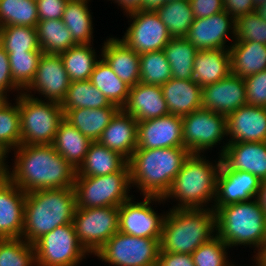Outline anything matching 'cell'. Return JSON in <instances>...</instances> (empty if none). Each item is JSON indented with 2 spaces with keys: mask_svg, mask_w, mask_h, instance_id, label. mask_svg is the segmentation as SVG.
I'll list each match as a JSON object with an SVG mask.
<instances>
[{
  "mask_svg": "<svg viewBox=\"0 0 266 266\" xmlns=\"http://www.w3.org/2000/svg\"><path fill=\"white\" fill-rule=\"evenodd\" d=\"M14 83L22 90L33 81L43 52H7Z\"/></svg>",
  "mask_w": 266,
  "mask_h": 266,
  "instance_id": "43",
  "label": "cell"
},
{
  "mask_svg": "<svg viewBox=\"0 0 266 266\" xmlns=\"http://www.w3.org/2000/svg\"><path fill=\"white\" fill-rule=\"evenodd\" d=\"M18 98L21 144L50 145L53 143L59 123L64 119L61 103L33 97L27 92Z\"/></svg>",
  "mask_w": 266,
  "mask_h": 266,
  "instance_id": "7",
  "label": "cell"
},
{
  "mask_svg": "<svg viewBox=\"0 0 266 266\" xmlns=\"http://www.w3.org/2000/svg\"><path fill=\"white\" fill-rule=\"evenodd\" d=\"M171 1H178V0H166V2H171Z\"/></svg>",
  "mask_w": 266,
  "mask_h": 266,
  "instance_id": "61",
  "label": "cell"
},
{
  "mask_svg": "<svg viewBox=\"0 0 266 266\" xmlns=\"http://www.w3.org/2000/svg\"><path fill=\"white\" fill-rule=\"evenodd\" d=\"M69 0H37L39 20L62 19L65 6Z\"/></svg>",
  "mask_w": 266,
  "mask_h": 266,
  "instance_id": "48",
  "label": "cell"
},
{
  "mask_svg": "<svg viewBox=\"0 0 266 266\" xmlns=\"http://www.w3.org/2000/svg\"><path fill=\"white\" fill-rule=\"evenodd\" d=\"M36 29L40 49L45 54L59 55L77 44L62 19L39 20Z\"/></svg>",
  "mask_w": 266,
  "mask_h": 266,
  "instance_id": "32",
  "label": "cell"
},
{
  "mask_svg": "<svg viewBox=\"0 0 266 266\" xmlns=\"http://www.w3.org/2000/svg\"><path fill=\"white\" fill-rule=\"evenodd\" d=\"M7 153L9 152L0 145V177L6 176L7 172L9 171V168H7L8 165L4 163Z\"/></svg>",
  "mask_w": 266,
  "mask_h": 266,
  "instance_id": "56",
  "label": "cell"
},
{
  "mask_svg": "<svg viewBox=\"0 0 266 266\" xmlns=\"http://www.w3.org/2000/svg\"><path fill=\"white\" fill-rule=\"evenodd\" d=\"M156 12L172 38L186 37L195 19L189 0L166 2Z\"/></svg>",
  "mask_w": 266,
  "mask_h": 266,
  "instance_id": "38",
  "label": "cell"
},
{
  "mask_svg": "<svg viewBox=\"0 0 266 266\" xmlns=\"http://www.w3.org/2000/svg\"><path fill=\"white\" fill-rule=\"evenodd\" d=\"M199 50L185 37L171 38L164 48L172 78L193 79L194 57Z\"/></svg>",
  "mask_w": 266,
  "mask_h": 266,
  "instance_id": "34",
  "label": "cell"
},
{
  "mask_svg": "<svg viewBox=\"0 0 266 266\" xmlns=\"http://www.w3.org/2000/svg\"><path fill=\"white\" fill-rule=\"evenodd\" d=\"M255 259L257 266H266V264H264L258 257H256Z\"/></svg>",
  "mask_w": 266,
  "mask_h": 266,
  "instance_id": "60",
  "label": "cell"
},
{
  "mask_svg": "<svg viewBox=\"0 0 266 266\" xmlns=\"http://www.w3.org/2000/svg\"><path fill=\"white\" fill-rule=\"evenodd\" d=\"M184 147L182 117L168 114L138 122L136 149Z\"/></svg>",
  "mask_w": 266,
  "mask_h": 266,
  "instance_id": "15",
  "label": "cell"
},
{
  "mask_svg": "<svg viewBox=\"0 0 266 266\" xmlns=\"http://www.w3.org/2000/svg\"><path fill=\"white\" fill-rule=\"evenodd\" d=\"M9 89L21 90L13 81L10 72L9 55L0 45V91L7 94L6 92H8Z\"/></svg>",
  "mask_w": 266,
  "mask_h": 266,
  "instance_id": "50",
  "label": "cell"
},
{
  "mask_svg": "<svg viewBox=\"0 0 266 266\" xmlns=\"http://www.w3.org/2000/svg\"><path fill=\"white\" fill-rule=\"evenodd\" d=\"M160 239L116 232L95 255L114 266H157Z\"/></svg>",
  "mask_w": 266,
  "mask_h": 266,
  "instance_id": "9",
  "label": "cell"
},
{
  "mask_svg": "<svg viewBox=\"0 0 266 266\" xmlns=\"http://www.w3.org/2000/svg\"><path fill=\"white\" fill-rule=\"evenodd\" d=\"M102 58L129 87L140 82V55L118 38H109L102 47Z\"/></svg>",
  "mask_w": 266,
  "mask_h": 266,
  "instance_id": "25",
  "label": "cell"
},
{
  "mask_svg": "<svg viewBox=\"0 0 266 266\" xmlns=\"http://www.w3.org/2000/svg\"><path fill=\"white\" fill-rule=\"evenodd\" d=\"M201 154H190L166 194L162 197L179 199L174 209H204L205 203L216 198L217 176L221 166V157L214 166ZM202 157V158H201Z\"/></svg>",
  "mask_w": 266,
  "mask_h": 266,
  "instance_id": "6",
  "label": "cell"
},
{
  "mask_svg": "<svg viewBox=\"0 0 266 266\" xmlns=\"http://www.w3.org/2000/svg\"><path fill=\"white\" fill-rule=\"evenodd\" d=\"M224 10L235 20L255 11L253 0H223Z\"/></svg>",
  "mask_w": 266,
  "mask_h": 266,
  "instance_id": "51",
  "label": "cell"
},
{
  "mask_svg": "<svg viewBox=\"0 0 266 266\" xmlns=\"http://www.w3.org/2000/svg\"><path fill=\"white\" fill-rule=\"evenodd\" d=\"M247 104L266 107V70L244 78Z\"/></svg>",
  "mask_w": 266,
  "mask_h": 266,
  "instance_id": "47",
  "label": "cell"
},
{
  "mask_svg": "<svg viewBox=\"0 0 266 266\" xmlns=\"http://www.w3.org/2000/svg\"><path fill=\"white\" fill-rule=\"evenodd\" d=\"M195 18H206L224 11L223 0H189Z\"/></svg>",
  "mask_w": 266,
  "mask_h": 266,
  "instance_id": "49",
  "label": "cell"
},
{
  "mask_svg": "<svg viewBox=\"0 0 266 266\" xmlns=\"http://www.w3.org/2000/svg\"><path fill=\"white\" fill-rule=\"evenodd\" d=\"M72 223L79 243L95 254L119 231V207L76 208Z\"/></svg>",
  "mask_w": 266,
  "mask_h": 266,
  "instance_id": "11",
  "label": "cell"
},
{
  "mask_svg": "<svg viewBox=\"0 0 266 266\" xmlns=\"http://www.w3.org/2000/svg\"><path fill=\"white\" fill-rule=\"evenodd\" d=\"M6 95L7 94H4V92L0 91V109L8 103Z\"/></svg>",
  "mask_w": 266,
  "mask_h": 266,
  "instance_id": "58",
  "label": "cell"
},
{
  "mask_svg": "<svg viewBox=\"0 0 266 266\" xmlns=\"http://www.w3.org/2000/svg\"><path fill=\"white\" fill-rule=\"evenodd\" d=\"M90 81L111 104L122 109L128 99L130 87L114 73L103 58L95 65Z\"/></svg>",
  "mask_w": 266,
  "mask_h": 266,
  "instance_id": "33",
  "label": "cell"
},
{
  "mask_svg": "<svg viewBox=\"0 0 266 266\" xmlns=\"http://www.w3.org/2000/svg\"><path fill=\"white\" fill-rule=\"evenodd\" d=\"M190 154L185 147L136 149L128 160L131 183L144 196L163 197Z\"/></svg>",
  "mask_w": 266,
  "mask_h": 266,
  "instance_id": "3",
  "label": "cell"
},
{
  "mask_svg": "<svg viewBox=\"0 0 266 266\" xmlns=\"http://www.w3.org/2000/svg\"><path fill=\"white\" fill-rule=\"evenodd\" d=\"M33 246L37 266H77L88 253L79 243L73 223L56 227Z\"/></svg>",
  "mask_w": 266,
  "mask_h": 266,
  "instance_id": "10",
  "label": "cell"
},
{
  "mask_svg": "<svg viewBox=\"0 0 266 266\" xmlns=\"http://www.w3.org/2000/svg\"><path fill=\"white\" fill-rule=\"evenodd\" d=\"M171 78V68L164 50L140 55V82L161 86Z\"/></svg>",
  "mask_w": 266,
  "mask_h": 266,
  "instance_id": "41",
  "label": "cell"
},
{
  "mask_svg": "<svg viewBox=\"0 0 266 266\" xmlns=\"http://www.w3.org/2000/svg\"><path fill=\"white\" fill-rule=\"evenodd\" d=\"M119 107L63 109L64 119L91 141H97Z\"/></svg>",
  "mask_w": 266,
  "mask_h": 266,
  "instance_id": "30",
  "label": "cell"
},
{
  "mask_svg": "<svg viewBox=\"0 0 266 266\" xmlns=\"http://www.w3.org/2000/svg\"><path fill=\"white\" fill-rule=\"evenodd\" d=\"M62 109L118 107L111 104L103 93L90 80L71 81Z\"/></svg>",
  "mask_w": 266,
  "mask_h": 266,
  "instance_id": "36",
  "label": "cell"
},
{
  "mask_svg": "<svg viewBox=\"0 0 266 266\" xmlns=\"http://www.w3.org/2000/svg\"><path fill=\"white\" fill-rule=\"evenodd\" d=\"M161 89L169 114L184 117L202 108V88L193 79L171 78Z\"/></svg>",
  "mask_w": 266,
  "mask_h": 266,
  "instance_id": "26",
  "label": "cell"
},
{
  "mask_svg": "<svg viewBox=\"0 0 266 266\" xmlns=\"http://www.w3.org/2000/svg\"><path fill=\"white\" fill-rule=\"evenodd\" d=\"M215 229V230H214ZM216 212L211 208L174 209L165 214L160 237V251L192 254L216 232ZM213 234V235H212Z\"/></svg>",
  "mask_w": 266,
  "mask_h": 266,
  "instance_id": "4",
  "label": "cell"
},
{
  "mask_svg": "<svg viewBox=\"0 0 266 266\" xmlns=\"http://www.w3.org/2000/svg\"><path fill=\"white\" fill-rule=\"evenodd\" d=\"M130 185V186H129ZM128 163L116 173L104 176L75 177L76 208L119 207L133 199Z\"/></svg>",
  "mask_w": 266,
  "mask_h": 266,
  "instance_id": "8",
  "label": "cell"
},
{
  "mask_svg": "<svg viewBox=\"0 0 266 266\" xmlns=\"http://www.w3.org/2000/svg\"><path fill=\"white\" fill-rule=\"evenodd\" d=\"M261 180L251 173L228 170L222 163L217 176L216 198L212 209L256 199ZM216 202V203H215Z\"/></svg>",
  "mask_w": 266,
  "mask_h": 266,
  "instance_id": "16",
  "label": "cell"
},
{
  "mask_svg": "<svg viewBox=\"0 0 266 266\" xmlns=\"http://www.w3.org/2000/svg\"><path fill=\"white\" fill-rule=\"evenodd\" d=\"M128 14L142 10V0H114Z\"/></svg>",
  "mask_w": 266,
  "mask_h": 266,
  "instance_id": "53",
  "label": "cell"
},
{
  "mask_svg": "<svg viewBox=\"0 0 266 266\" xmlns=\"http://www.w3.org/2000/svg\"><path fill=\"white\" fill-rule=\"evenodd\" d=\"M231 73L229 49L200 50L194 57L193 81L201 88Z\"/></svg>",
  "mask_w": 266,
  "mask_h": 266,
  "instance_id": "27",
  "label": "cell"
},
{
  "mask_svg": "<svg viewBox=\"0 0 266 266\" xmlns=\"http://www.w3.org/2000/svg\"><path fill=\"white\" fill-rule=\"evenodd\" d=\"M228 143L266 142V107L246 104L226 116Z\"/></svg>",
  "mask_w": 266,
  "mask_h": 266,
  "instance_id": "21",
  "label": "cell"
},
{
  "mask_svg": "<svg viewBox=\"0 0 266 266\" xmlns=\"http://www.w3.org/2000/svg\"><path fill=\"white\" fill-rule=\"evenodd\" d=\"M75 209L74 187L42 189L26 193L21 238L33 244L56 227L71 224Z\"/></svg>",
  "mask_w": 266,
  "mask_h": 266,
  "instance_id": "2",
  "label": "cell"
},
{
  "mask_svg": "<svg viewBox=\"0 0 266 266\" xmlns=\"http://www.w3.org/2000/svg\"><path fill=\"white\" fill-rule=\"evenodd\" d=\"M256 200L266 215V180H262Z\"/></svg>",
  "mask_w": 266,
  "mask_h": 266,
  "instance_id": "54",
  "label": "cell"
},
{
  "mask_svg": "<svg viewBox=\"0 0 266 266\" xmlns=\"http://www.w3.org/2000/svg\"><path fill=\"white\" fill-rule=\"evenodd\" d=\"M0 45L6 52H42L38 42L36 27H0Z\"/></svg>",
  "mask_w": 266,
  "mask_h": 266,
  "instance_id": "40",
  "label": "cell"
},
{
  "mask_svg": "<svg viewBox=\"0 0 266 266\" xmlns=\"http://www.w3.org/2000/svg\"><path fill=\"white\" fill-rule=\"evenodd\" d=\"M39 21L34 0H0V27H36Z\"/></svg>",
  "mask_w": 266,
  "mask_h": 266,
  "instance_id": "39",
  "label": "cell"
},
{
  "mask_svg": "<svg viewBox=\"0 0 266 266\" xmlns=\"http://www.w3.org/2000/svg\"><path fill=\"white\" fill-rule=\"evenodd\" d=\"M235 41H255L266 45V21L255 11L235 20Z\"/></svg>",
  "mask_w": 266,
  "mask_h": 266,
  "instance_id": "46",
  "label": "cell"
},
{
  "mask_svg": "<svg viewBox=\"0 0 266 266\" xmlns=\"http://www.w3.org/2000/svg\"><path fill=\"white\" fill-rule=\"evenodd\" d=\"M226 248L229 246L215 234V237L201 244L191 254L195 266H235L227 260Z\"/></svg>",
  "mask_w": 266,
  "mask_h": 266,
  "instance_id": "45",
  "label": "cell"
},
{
  "mask_svg": "<svg viewBox=\"0 0 266 266\" xmlns=\"http://www.w3.org/2000/svg\"><path fill=\"white\" fill-rule=\"evenodd\" d=\"M91 140L84 136L77 128L63 119L51 144L57 153L68 161L74 169H78L84 161Z\"/></svg>",
  "mask_w": 266,
  "mask_h": 266,
  "instance_id": "31",
  "label": "cell"
},
{
  "mask_svg": "<svg viewBox=\"0 0 266 266\" xmlns=\"http://www.w3.org/2000/svg\"><path fill=\"white\" fill-rule=\"evenodd\" d=\"M36 264L33 244L22 238L0 239V266H32Z\"/></svg>",
  "mask_w": 266,
  "mask_h": 266,
  "instance_id": "42",
  "label": "cell"
},
{
  "mask_svg": "<svg viewBox=\"0 0 266 266\" xmlns=\"http://www.w3.org/2000/svg\"><path fill=\"white\" fill-rule=\"evenodd\" d=\"M246 104L245 80L232 73L202 88V108L204 109L227 116Z\"/></svg>",
  "mask_w": 266,
  "mask_h": 266,
  "instance_id": "17",
  "label": "cell"
},
{
  "mask_svg": "<svg viewBox=\"0 0 266 266\" xmlns=\"http://www.w3.org/2000/svg\"><path fill=\"white\" fill-rule=\"evenodd\" d=\"M91 44H76L60 55L70 81L90 80L97 60Z\"/></svg>",
  "mask_w": 266,
  "mask_h": 266,
  "instance_id": "37",
  "label": "cell"
},
{
  "mask_svg": "<svg viewBox=\"0 0 266 266\" xmlns=\"http://www.w3.org/2000/svg\"><path fill=\"white\" fill-rule=\"evenodd\" d=\"M128 161L98 141H92L76 177L104 176L119 172Z\"/></svg>",
  "mask_w": 266,
  "mask_h": 266,
  "instance_id": "29",
  "label": "cell"
},
{
  "mask_svg": "<svg viewBox=\"0 0 266 266\" xmlns=\"http://www.w3.org/2000/svg\"><path fill=\"white\" fill-rule=\"evenodd\" d=\"M25 197L7 176L0 177V239L22 237Z\"/></svg>",
  "mask_w": 266,
  "mask_h": 266,
  "instance_id": "20",
  "label": "cell"
},
{
  "mask_svg": "<svg viewBox=\"0 0 266 266\" xmlns=\"http://www.w3.org/2000/svg\"><path fill=\"white\" fill-rule=\"evenodd\" d=\"M90 0H69L62 21L77 44H91L93 40L92 16L87 3Z\"/></svg>",
  "mask_w": 266,
  "mask_h": 266,
  "instance_id": "35",
  "label": "cell"
},
{
  "mask_svg": "<svg viewBox=\"0 0 266 266\" xmlns=\"http://www.w3.org/2000/svg\"><path fill=\"white\" fill-rule=\"evenodd\" d=\"M182 128L184 147L200 154L227 135L226 116L201 108L182 117Z\"/></svg>",
  "mask_w": 266,
  "mask_h": 266,
  "instance_id": "12",
  "label": "cell"
},
{
  "mask_svg": "<svg viewBox=\"0 0 266 266\" xmlns=\"http://www.w3.org/2000/svg\"><path fill=\"white\" fill-rule=\"evenodd\" d=\"M70 82L60 55L43 53L35 77L25 90H37L49 101L62 103Z\"/></svg>",
  "mask_w": 266,
  "mask_h": 266,
  "instance_id": "18",
  "label": "cell"
},
{
  "mask_svg": "<svg viewBox=\"0 0 266 266\" xmlns=\"http://www.w3.org/2000/svg\"><path fill=\"white\" fill-rule=\"evenodd\" d=\"M122 110L138 122L169 114L161 86L142 82L130 87L128 99Z\"/></svg>",
  "mask_w": 266,
  "mask_h": 266,
  "instance_id": "23",
  "label": "cell"
},
{
  "mask_svg": "<svg viewBox=\"0 0 266 266\" xmlns=\"http://www.w3.org/2000/svg\"><path fill=\"white\" fill-rule=\"evenodd\" d=\"M157 266H195L191 254L159 252Z\"/></svg>",
  "mask_w": 266,
  "mask_h": 266,
  "instance_id": "52",
  "label": "cell"
},
{
  "mask_svg": "<svg viewBox=\"0 0 266 266\" xmlns=\"http://www.w3.org/2000/svg\"><path fill=\"white\" fill-rule=\"evenodd\" d=\"M16 150L13 170L6 176L25 193L74 187L76 169L51 144H21Z\"/></svg>",
  "mask_w": 266,
  "mask_h": 266,
  "instance_id": "1",
  "label": "cell"
},
{
  "mask_svg": "<svg viewBox=\"0 0 266 266\" xmlns=\"http://www.w3.org/2000/svg\"><path fill=\"white\" fill-rule=\"evenodd\" d=\"M254 2V8L257 9L263 4H266V0H253Z\"/></svg>",
  "mask_w": 266,
  "mask_h": 266,
  "instance_id": "59",
  "label": "cell"
},
{
  "mask_svg": "<svg viewBox=\"0 0 266 266\" xmlns=\"http://www.w3.org/2000/svg\"><path fill=\"white\" fill-rule=\"evenodd\" d=\"M224 10L206 18H195L187 38L199 51L227 49L229 31L235 36V19ZM233 26V27H231ZM228 36V37H227Z\"/></svg>",
  "mask_w": 266,
  "mask_h": 266,
  "instance_id": "19",
  "label": "cell"
},
{
  "mask_svg": "<svg viewBox=\"0 0 266 266\" xmlns=\"http://www.w3.org/2000/svg\"><path fill=\"white\" fill-rule=\"evenodd\" d=\"M163 201L162 197L145 196L143 202L128 200L119 206V231L136 236L160 239L165 215L159 216L152 209V201Z\"/></svg>",
  "mask_w": 266,
  "mask_h": 266,
  "instance_id": "14",
  "label": "cell"
},
{
  "mask_svg": "<svg viewBox=\"0 0 266 266\" xmlns=\"http://www.w3.org/2000/svg\"><path fill=\"white\" fill-rule=\"evenodd\" d=\"M255 12L266 21V4H263L255 9Z\"/></svg>",
  "mask_w": 266,
  "mask_h": 266,
  "instance_id": "57",
  "label": "cell"
},
{
  "mask_svg": "<svg viewBox=\"0 0 266 266\" xmlns=\"http://www.w3.org/2000/svg\"><path fill=\"white\" fill-rule=\"evenodd\" d=\"M220 156L228 170L248 172L266 180V142L226 143Z\"/></svg>",
  "mask_w": 266,
  "mask_h": 266,
  "instance_id": "22",
  "label": "cell"
},
{
  "mask_svg": "<svg viewBox=\"0 0 266 266\" xmlns=\"http://www.w3.org/2000/svg\"><path fill=\"white\" fill-rule=\"evenodd\" d=\"M216 234L231 248L253 245L258 248L254 258L266 248V215L254 199L232 203L216 211Z\"/></svg>",
  "mask_w": 266,
  "mask_h": 266,
  "instance_id": "5",
  "label": "cell"
},
{
  "mask_svg": "<svg viewBox=\"0 0 266 266\" xmlns=\"http://www.w3.org/2000/svg\"><path fill=\"white\" fill-rule=\"evenodd\" d=\"M128 15L133 22L121 41L139 55L164 50L172 37L156 11L141 10Z\"/></svg>",
  "mask_w": 266,
  "mask_h": 266,
  "instance_id": "13",
  "label": "cell"
},
{
  "mask_svg": "<svg viewBox=\"0 0 266 266\" xmlns=\"http://www.w3.org/2000/svg\"><path fill=\"white\" fill-rule=\"evenodd\" d=\"M16 100V106L7 103L0 109V145L8 152L21 145V122Z\"/></svg>",
  "mask_w": 266,
  "mask_h": 266,
  "instance_id": "44",
  "label": "cell"
},
{
  "mask_svg": "<svg viewBox=\"0 0 266 266\" xmlns=\"http://www.w3.org/2000/svg\"><path fill=\"white\" fill-rule=\"evenodd\" d=\"M138 121L120 109L97 140L127 161L137 148Z\"/></svg>",
  "mask_w": 266,
  "mask_h": 266,
  "instance_id": "24",
  "label": "cell"
},
{
  "mask_svg": "<svg viewBox=\"0 0 266 266\" xmlns=\"http://www.w3.org/2000/svg\"><path fill=\"white\" fill-rule=\"evenodd\" d=\"M231 73L241 78L266 70V45L234 41L230 47Z\"/></svg>",
  "mask_w": 266,
  "mask_h": 266,
  "instance_id": "28",
  "label": "cell"
},
{
  "mask_svg": "<svg viewBox=\"0 0 266 266\" xmlns=\"http://www.w3.org/2000/svg\"><path fill=\"white\" fill-rule=\"evenodd\" d=\"M166 0H142V10L156 11L159 7L163 6Z\"/></svg>",
  "mask_w": 266,
  "mask_h": 266,
  "instance_id": "55",
  "label": "cell"
}]
</instances>
